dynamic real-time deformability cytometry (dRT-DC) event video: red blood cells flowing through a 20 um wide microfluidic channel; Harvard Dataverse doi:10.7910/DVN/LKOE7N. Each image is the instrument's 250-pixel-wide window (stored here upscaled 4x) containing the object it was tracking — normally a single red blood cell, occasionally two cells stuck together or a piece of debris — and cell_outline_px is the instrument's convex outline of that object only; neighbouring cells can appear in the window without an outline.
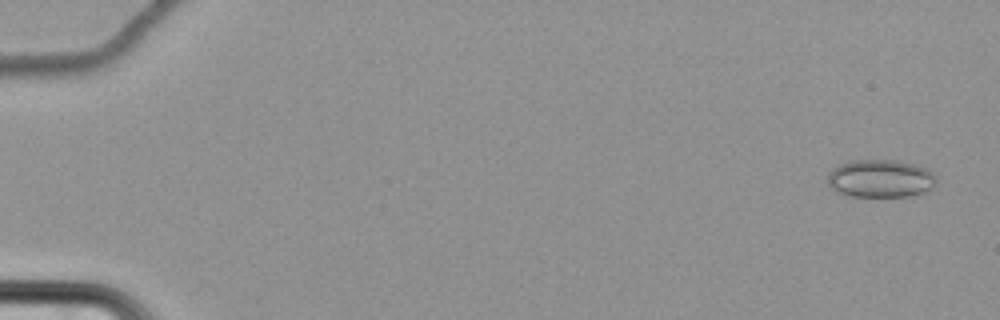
{"species": "common noctule bat (a hibernating species)", "species_latin": "Nyctalus noctula", "temperature_condition": "cold", "stored_images_in_passage": 62, "camera_frame_rate_fps": 3000, "um_per_image_px": 0.085, "animal": {"sex": "female", "body_mass_g": 22.7, "forearm_length_mm": 54.2}, "frame": {"image": 1, "passage_image": 1, "time_ms": 0.0, "image_size_px": [1000, 320], "cell_outline_px": [[936, 184], [924, 192], [916, 196], [852, 196], [836, 192], [828, 184], [828, 172], [832, 168], [848, 160], [896, 160], [912, 164], [924, 168], [932, 172], [936, 176]], "centroid_in_image_um": [74.82, 15.17], "position_along_channel_um": 10.2, "area_um2": 24.1}}
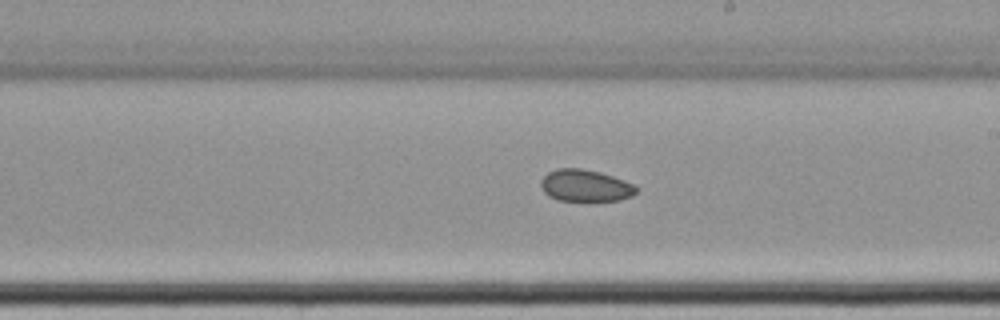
{"frame": {"image": 2, "passage_image": 38, "time_ms": 12.333, "image_size_px": [1000, 320], "cell_outline_px": [[640, 188], [632, 196], [620, 200], [556, 200], [548, 196], [544, 192], [540, 184], [540, 180], [548, 172], [556, 168], [580, 168], [600, 172], [624, 180]], "centroid_in_image_um": [49.74, 15.77], "position_along_channel_um": 239.3, "area_um2": 17.74}}
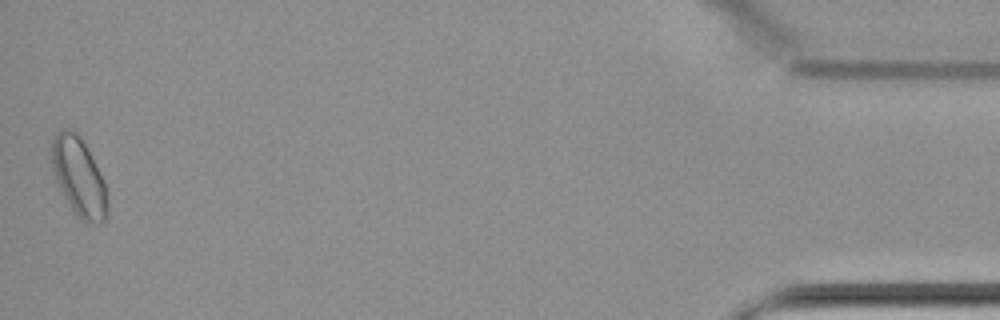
{"frame": {"image": 3, "passage_image": 62, "time_ms": 20.333, "image_size_px": [1000, 320], "cell_outline_px": [[108, 216], [104, 220], [88, 224], [76, 216], [60, 188], [56, 180], [52, 168], [52, 140], [56, 132], [64, 128], [68, 128], [76, 132], [80, 136], [104, 184]], "centroid_in_image_um": [6.67, 15.04], "position_along_channel_um": 428.5, "area_um2": 24.68}, "authors_computed_cell_mechanics": {"area_um2": 19.2474, "velocity_mm_per_s": 3.4622, "shape_relaxation_time_tau1_ms": null, "shape_relaxation_time_tau2_ms": 5.0598, "deformation_change_tau1": null, "deformation_change_tau2": 0.0625}}